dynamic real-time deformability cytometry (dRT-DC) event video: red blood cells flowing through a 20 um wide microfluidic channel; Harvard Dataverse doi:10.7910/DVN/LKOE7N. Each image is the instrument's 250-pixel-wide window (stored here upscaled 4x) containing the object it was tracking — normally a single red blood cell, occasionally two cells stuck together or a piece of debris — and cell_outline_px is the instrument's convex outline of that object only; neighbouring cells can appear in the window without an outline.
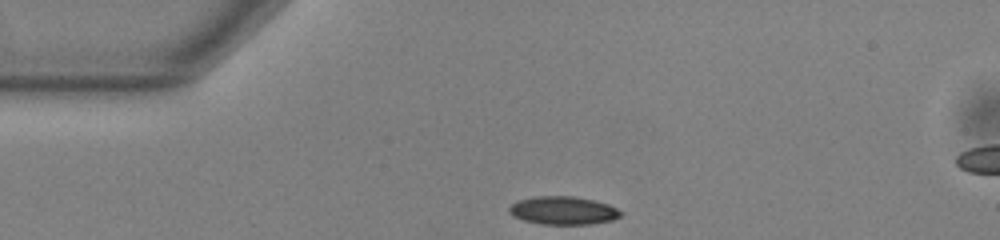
{"species": "common noctule bat (a hibernating species)", "species_latin": "Nyctalus noctula", "temperature_condition": "warm", "stored_images_in_passage": 42, "camera_frame_rate_fps": 3000, "um_per_image_px": 0.085, "animal": {"sex": "male", "body_mass_g": 13.0, "forearm_length_mm": 53.1}, "frame": {"image": 1, "passage_image": 1, "time_ms": 0.0, "image_size_px": [1000, 240], "cell_outline_px": [[624, 212], [620, 216], [612, 220], [592, 224], [540, 224], [524, 220], [512, 216], [508, 212], [508, 208], [516, 200], [536, 196], [576, 196], [596, 200], [608, 204]], "centroid_in_image_um": [47.86, 17.88], "position_along_channel_um": 37.1, "area_um2": 18.55}}
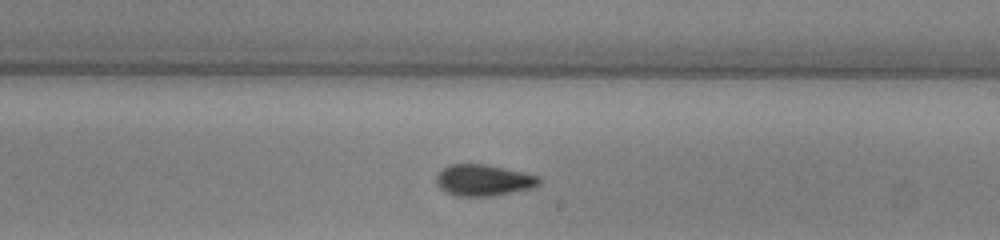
{"frame": {"image": 2, "passage_image": 20, "time_ms": 6.333, "image_size_px": [1000, 240], "cell_outline_px": [[540, 184], [536, 188], [492, 196], [456, 196], [444, 192], [436, 184], [436, 176], [448, 164], [484, 164], [524, 172], [540, 176]], "centroid_in_image_um": [41.12, 15.33], "position_along_channel_um": 247.9, "area_um2": 19.02}}
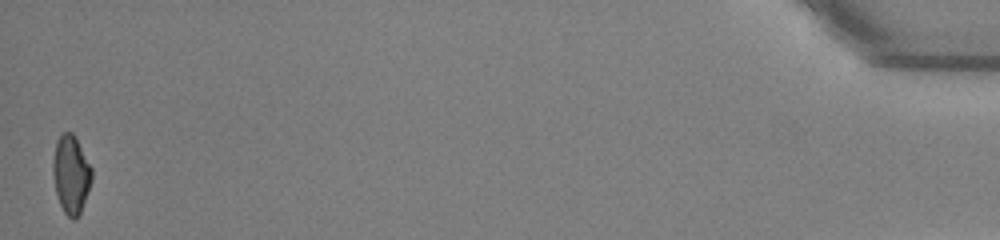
{"frame": {"image": 3, "passage_image": 42, "time_ms": 13.667, "image_size_px": [1000, 240], "cell_outline_px": [[92, 180], [80, 212], [72, 220], [64, 212], [60, 204], [56, 192], [52, 172], [52, 160], [56, 140], [64, 132], [72, 132], [92, 168]], "centroid_in_image_um": [6.02, 14.8], "position_along_channel_um": 429.2, "area_um2": 17.46}, "authors_computed_cell_mechanics": {"area_um2": 18.4671, "velocity_mm_per_s": 3.8405, "shape_relaxation_time_tau1_ms": 4.6224, "shape_relaxation_time_tau2_ms": 3.4083, "deformation_change_tau1": 0.1417, "deformation_change_tau2": 0.0719}}